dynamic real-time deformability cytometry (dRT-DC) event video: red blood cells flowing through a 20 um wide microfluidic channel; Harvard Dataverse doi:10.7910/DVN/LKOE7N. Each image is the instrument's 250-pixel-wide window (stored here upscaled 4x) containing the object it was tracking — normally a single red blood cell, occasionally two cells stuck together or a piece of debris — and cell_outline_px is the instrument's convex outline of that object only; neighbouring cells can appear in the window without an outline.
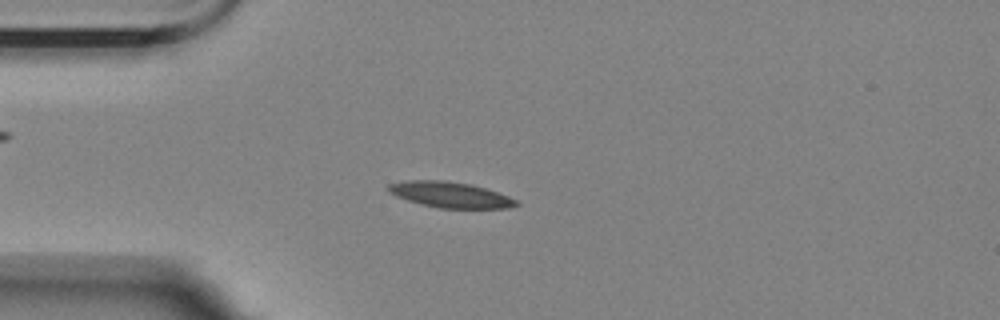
{"species": "Egyptian fruit bat (a non-hibernating species)", "species_latin": "Rousettus aegyptiacus", "temperature_condition": "room temperature", "stored_images_in_passage": 37, "camera_frame_rate_fps": 3000, "um_per_image_px": 0.085, "animal": {"sex": "female"}, "frame": {"image": 1, "passage_image": 7, "time_ms": 2.0, "image_size_px": [1000, 320], "cell_outline_px": [[520, 204], [508, 208], [440, 208], [420, 204], [396, 196], [388, 192], [384, 188], [388, 184], [408, 180], [444, 180], [472, 184], [508, 196], [516, 200]], "centroid_in_image_um": [38.22, 16.54], "position_along_channel_um": 46.8, "area_um2": 19.19}}
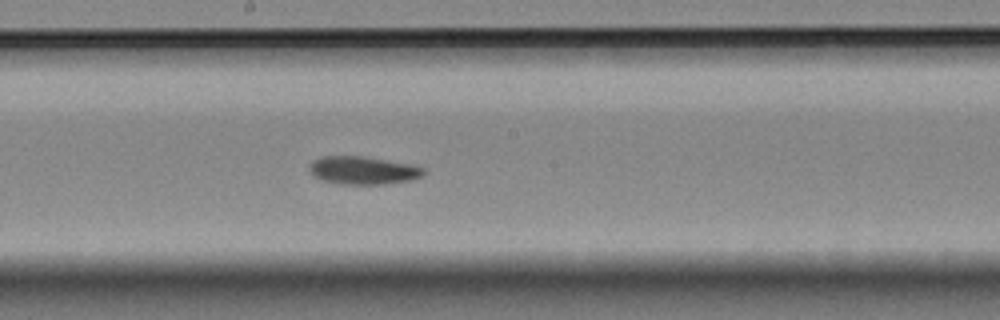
{"frame": {"image": 2, "passage_image": 23, "time_ms": 7.333, "image_size_px": [1000, 320], "cell_outline_px": [[428, 172], [420, 176], [408, 180], [380, 184], [340, 184], [320, 180], [308, 172], [308, 168], [312, 160], [320, 156], [364, 156], [412, 164], [424, 168]], "centroid_in_image_um": [30.8, 14.47], "position_along_channel_um": 217.4, "area_um2": 18.79}}
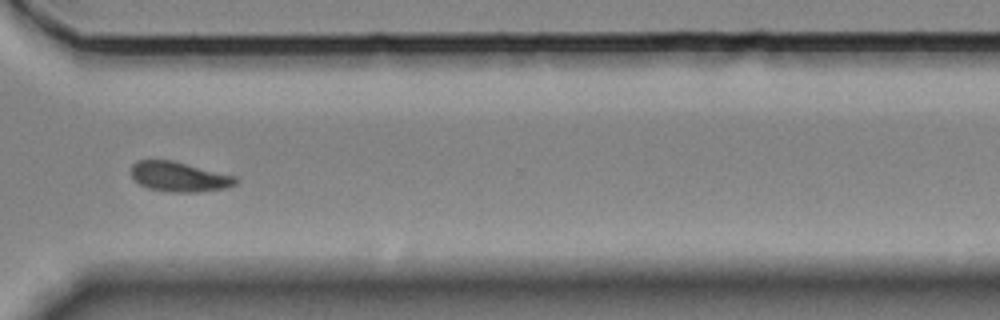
{"frame": {"image": 3, "passage_image": 35, "time_ms": 11.333, "image_size_px": [1000, 320], "cell_outline_px": [[240, 180], [236, 184], [224, 188], [200, 192], [168, 192], [148, 188], [140, 184], [132, 176], [132, 164], [136, 160], [172, 160], [236, 176]], "centroid_in_image_um": [15.25, 15.02], "position_along_channel_um": 355.4, "area_um2": 18.21}, "authors_computed_cell_mechanics": {"area_um2": 18.7272, "velocity_mm_per_s": 3.4516, "shape_relaxation_time_tau1_ms": null, "shape_relaxation_time_tau2_ms": 8.5105, "deformation_change_tau1": null, "deformation_change_tau2": 0.1343}}